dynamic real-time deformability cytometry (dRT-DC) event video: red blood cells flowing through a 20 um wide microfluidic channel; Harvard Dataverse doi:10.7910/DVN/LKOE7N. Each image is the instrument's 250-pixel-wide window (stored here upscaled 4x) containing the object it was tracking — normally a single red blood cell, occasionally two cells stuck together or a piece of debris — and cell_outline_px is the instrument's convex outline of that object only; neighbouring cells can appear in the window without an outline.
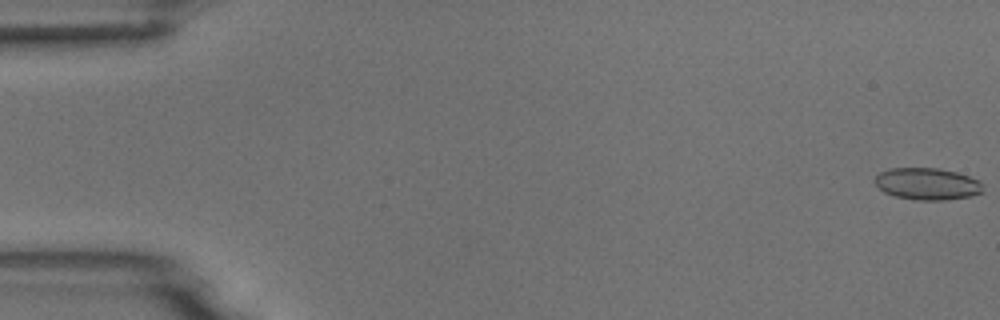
{"species": "common noctule bat (a hibernating species)", "species_latin": "Nyctalus noctula", "temperature_condition": "room temperature", "stored_images_in_passage": 54, "camera_frame_rate_fps": 3000, "um_per_image_px": 0.085, "animal": {"sex": "male", "body_mass_g": 18.8}, "frame": {"image": 1, "passage_image": 1, "time_ms": 0.0, "image_size_px": [1000, 320], "cell_outline_px": [[984, 192], [972, 196], [944, 200], [916, 200], [896, 196], [884, 192], [872, 180], [880, 172], [888, 168], [936, 168], [956, 172], [980, 180]], "centroid_in_image_um": [78.82, 15.63], "position_along_channel_um": 6.2, "area_um2": 20.17}}
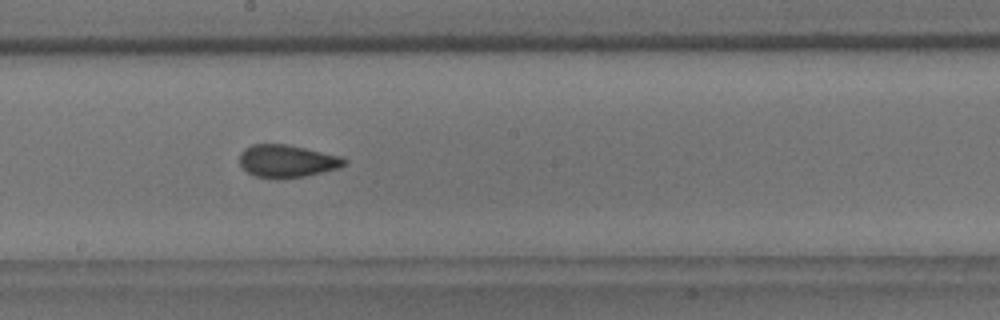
{"frame": {"image": 2, "passage_image": 30, "time_ms": 9.667, "image_size_px": [1000, 320], "cell_outline_px": [[348, 160], [340, 168], [304, 176], [272, 180], [256, 176], [248, 172], [240, 164], [240, 152], [244, 148], [252, 144], [288, 144], [340, 156]], "centroid_in_image_um": [24.38, 13.7], "position_along_channel_um": 223.8, "area_um2": 20.0}}
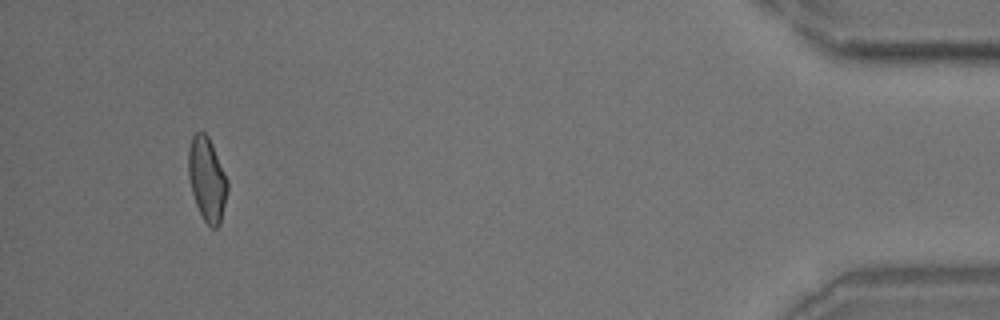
{"frame": {"image": 3, "passage_image": 51, "time_ms": 16.667, "image_size_px": [1000, 320], "cell_outline_px": [[228, 188], [220, 224], [216, 228], [212, 228], [204, 220], [196, 204], [192, 192], [188, 176], [188, 148], [192, 136], [196, 132], [204, 132], [208, 136], [212, 144], [228, 180]], "centroid_in_image_um": [17.59, 15.22], "position_along_channel_um": 417.6, "area_um2": 19.02}, "authors_computed_cell_mechanics": {"area_um2": 19.7965, "velocity_mm_per_s": 3.7794, "shape_relaxation_time_tau1_ms": 5.9937, "shape_relaxation_time_tau2_ms": 1.4375, "deformation_change_tau1": 0.1411, "deformation_change_tau2": 0.0632}}